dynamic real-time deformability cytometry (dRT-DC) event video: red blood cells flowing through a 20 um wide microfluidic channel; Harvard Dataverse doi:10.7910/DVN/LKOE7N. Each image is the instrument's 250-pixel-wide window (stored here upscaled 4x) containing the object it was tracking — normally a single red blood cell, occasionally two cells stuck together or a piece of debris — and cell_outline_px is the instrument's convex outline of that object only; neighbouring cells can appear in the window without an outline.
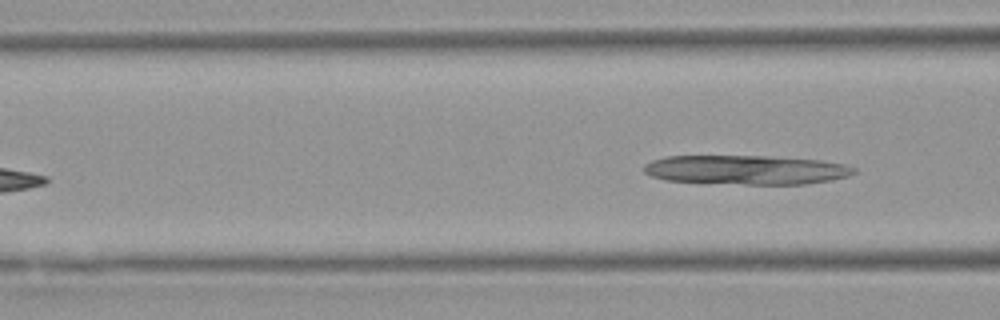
{"species": "Egyptian fruit bat (a non-hibernating species)", "species_latin": "Rousettus aegyptiacus", "temperature_condition": "warm", "stored_images_in_passage": 6, "camera_frame_rate_fps": 3000, "um_per_image_px": 0.085, "animal": {"sex": "female"}, "frame": {"image": 1, "passage_image": 6, "time_ms": 6.0, "image_size_px": [1000, 320], "cell_outline_px": [[856, 172], [848, 176], [832, 180], [804, 184], [744, 184], [668, 180], [652, 176], [644, 172], [644, 164], [652, 160], [668, 156], [768, 156], [820, 160], [844, 164], [856, 168]], "centroid_in_image_um": [63.46, 14.43], "position_along_channel_um": 103.1, "area_um2": 35.6}}